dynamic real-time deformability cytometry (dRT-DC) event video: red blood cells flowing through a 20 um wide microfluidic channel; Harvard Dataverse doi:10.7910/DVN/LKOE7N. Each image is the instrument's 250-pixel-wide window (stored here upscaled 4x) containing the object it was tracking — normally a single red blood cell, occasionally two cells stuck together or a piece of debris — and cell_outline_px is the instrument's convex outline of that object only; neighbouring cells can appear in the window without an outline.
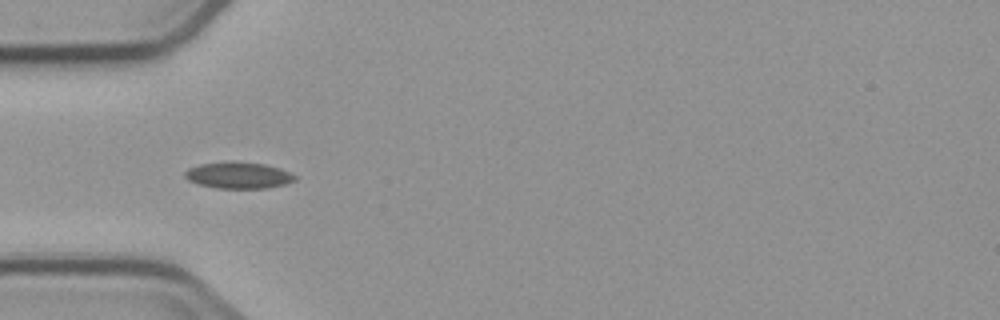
{"species": "common noctule bat (a hibernating species)", "species_latin": "Nyctalus noctula", "temperature_condition": "cold", "stored_images_in_passage": 6, "camera_frame_rate_fps": 3000, "um_per_image_px": 0.085, "animal": {"sex": "male", "body_mass_g": 23.1, "forearm_length_mm": 52.7}, "frame": {"image": 1, "passage_image": 4, "time_ms": 4.667, "image_size_px": [1000, 320], "cell_outline_px": [[296, 180], [284, 184], [268, 188], [216, 188], [200, 184], [188, 180], [184, 176], [184, 172], [188, 168], [200, 164], [228, 160], [232, 160], [264, 164], [280, 168], [296, 176]], "centroid_in_image_um": [20.24, 14.88], "position_along_channel_um": 64.8, "area_um2": 17.11}}
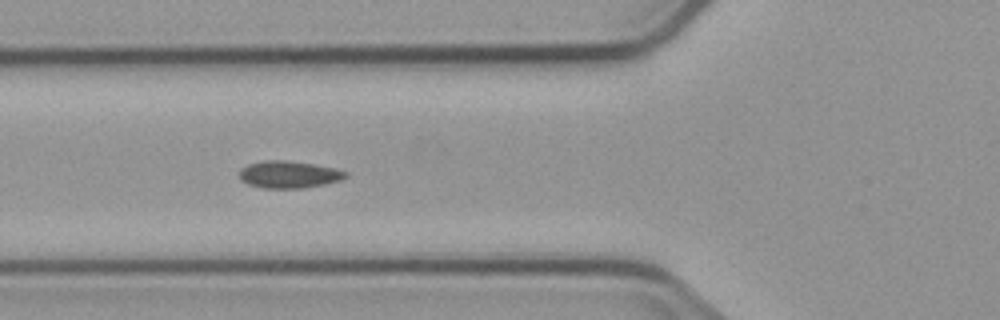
{"frame": {"image": 2, "passage_image": 5, "time_ms": 5.667, "image_size_px": [1000, 320], "cell_outline_px": [[348, 176], [340, 180], [324, 184], [304, 188], [264, 188], [248, 184], [240, 180], [240, 168], [248, 164], [264, 160], [284, 160], [312, 164], [336, 168], [348, 172]], "centroid_in_image_um": [24.55, 14.83], "position_along_channel_um": 101.2, "area_um2": 16.82}}
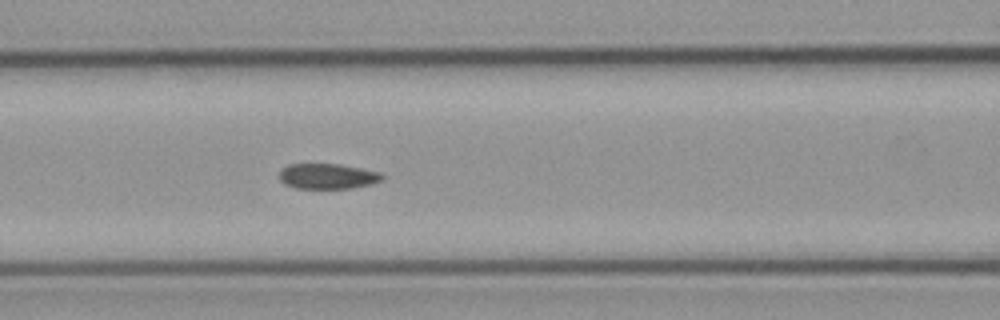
{"frame": {"image": 3, "passage_image": 6, "time_ms": 6.667, "image_size_px": [1000, 320], "cell_outline_px": [[384, 176], [380, 180], [372, 184], [352, 188], [296, 188], [284, 184], [280, 180], [280, 168], [288, 164], [340, 164], [380, 172]], "centroid_in_image_um": [27.82, 14.97], "position_along_channel_um": 138.8, "area_um2": 15.2}}